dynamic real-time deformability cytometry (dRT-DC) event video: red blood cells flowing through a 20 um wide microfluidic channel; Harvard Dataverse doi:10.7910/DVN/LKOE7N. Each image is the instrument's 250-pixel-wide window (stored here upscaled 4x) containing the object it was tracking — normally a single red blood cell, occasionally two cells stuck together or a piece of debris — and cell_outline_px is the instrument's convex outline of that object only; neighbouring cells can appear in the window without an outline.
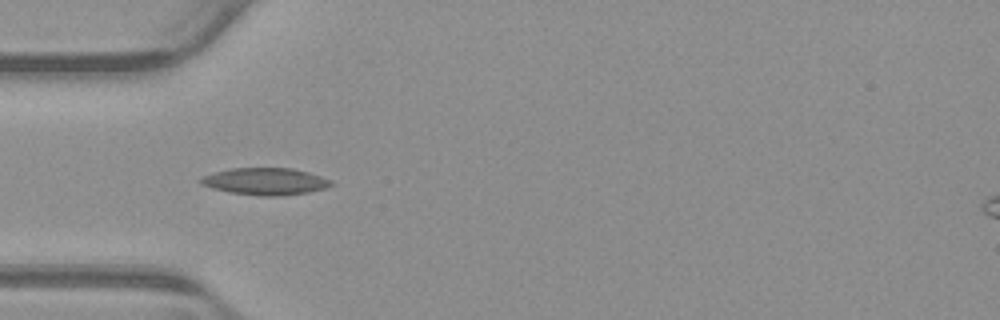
{"species": "common noctule bat (a hibernating species)", "species_latin": "Nyctalus noctula", "temperature_condition": "warm", "stored_images_in_passage": 38, "camera_frame_rate_fps": 3000, "um_per_image_px": 0.085, "animal": {"sex": "male", "body_mass_g": 23.1, "forearm_length_mm": 52.7}, "frame": {"image": 1, "passage_image": 1, "time_ms": 0.0, "image_size_px": [1000, 320], "cell_outline_px": [[332, 184], [324, 188], [308, 192], [280, 196], [260, 196], [228, 192], [212, 188], [200, 184], [196, 180], [200, 176], [212, 172], [232, 168], [292, 168], [308, 172], [332, 180]], "centroid_in_image_um": [22.46, 15.41], "position_along_channel_um": 62.5, "area_um2": 20.69}}
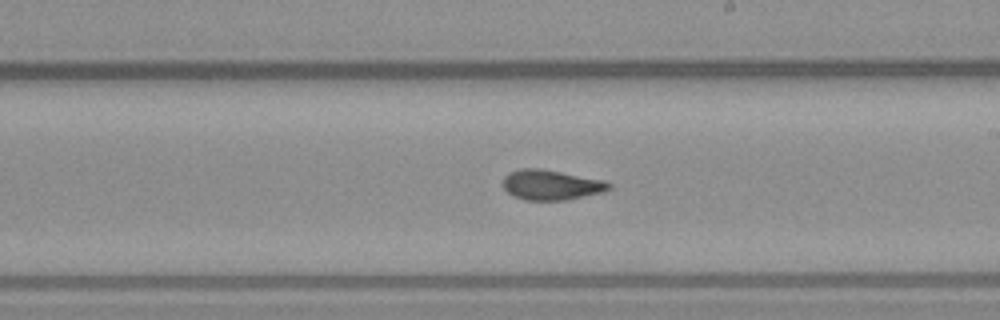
{"frame": {"image": 2, "passage_image": 15, "time_ms": 4.667, "image_size_px": [1000, 320], "cell_outline_px": [[612, 188], [604, 192], [564, 200], [524, 200], [508, 192], [504, 188], [504, 176], [508, 172], [520, 168], [540, 168], [604, 180], [612, 184]], "centroid_in_image_um": [46.87, 15.71], "position_along_channel_um": 242.1, "area_um2": 18.55}}
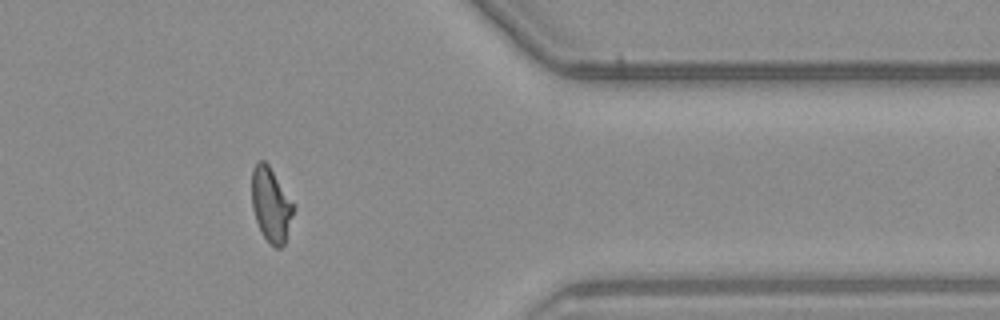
{"frame": {"image": 3, "passage_image": 28, "time_ms": 9.0, "image_size_px": [1000, 320], "cell_outline_px": [[296, 208], [284, 244], [280, 248], [276, 248], [268, 244], [256, 220], [252, 208], [252, 168], [256, 160], [264, 160], [268, 164], [296, 204]], "centroid_in_image_um": [23.06, 17.38], "position_along_channel_um": 388.3, "area_um2": 18.5}, "authors_computed_cell_mechanics": {"area_um2": 18.496, "velocity_mm_per_s": 3.8604, "shape_relaxation_time_tau1_ms": 6.8999, "shape_relaxation_time_tau2_ms": 1.8187, "deformation_change_tau1": 0.1959, "deformation_change_tau2": 0.0821}}